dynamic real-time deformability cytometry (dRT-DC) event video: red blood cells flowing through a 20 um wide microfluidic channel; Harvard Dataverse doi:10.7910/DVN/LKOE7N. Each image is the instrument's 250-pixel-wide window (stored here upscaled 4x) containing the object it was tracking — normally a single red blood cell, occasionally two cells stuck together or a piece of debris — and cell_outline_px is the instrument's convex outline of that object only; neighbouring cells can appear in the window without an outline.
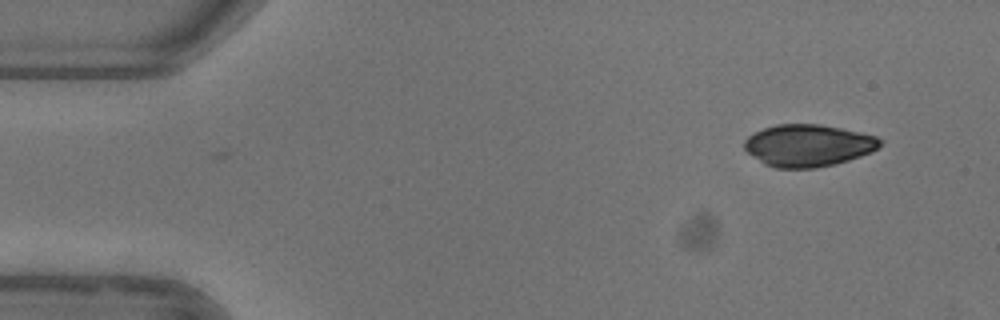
{"species": "common noctule bat (a hibernating species)", "species_latin": "Nyctalus noctula", "temperature_condition": "warm", "stored_images_in_passage": 2, "camera_frame_rate_fps": 3000, "um_per_image_px": 0.085, "animal": {"sex": "female"}, "frame": {"image": 1, "passage_image": 2, "time_ms": 0.333, "image_size_px": [1000, 320], "cell_outline_px": [[880, 144], [872, 152], [848, 160], [816, 168], [776, 168], [764, 164], [752, 156], [744, 148], [744, 140], [752, 132], [776, 124], [820, 124], [860, 132], [876, 136], [880, 140]], "centroid_in_image_um": [68.64, 12.36], "position_along_channel_um": 16.4, "area_um2": 33.18}}